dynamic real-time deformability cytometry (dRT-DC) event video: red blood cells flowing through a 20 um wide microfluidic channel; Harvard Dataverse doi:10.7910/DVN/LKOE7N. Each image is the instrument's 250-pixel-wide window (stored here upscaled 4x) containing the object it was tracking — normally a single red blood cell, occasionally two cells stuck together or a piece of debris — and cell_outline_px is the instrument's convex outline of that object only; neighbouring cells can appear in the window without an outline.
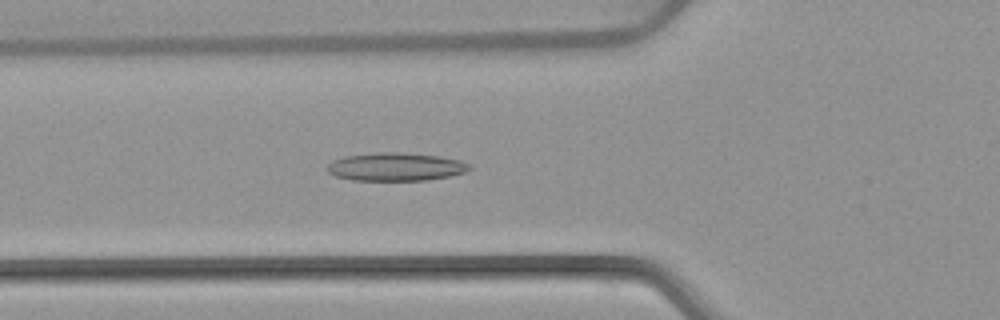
{"species": "common noctule bat (a hibernating species)", "species_latin": "Nyctalus noctula", "temperature_condition": "warm", "stored_images_in_passage": 52, "camera_frame_rate_fps": 3000, "um_per_image_px": 0.085, "animal": {"sex": "female", "body_mass_g": 22.7, "forearm_length_mm": 54.2}, "frame": {"image": 1, "passage_image": 18, "time_ms": 5.667, "image_size_px": [1000, 320], "cell_outline_px": [[472, 168], [464, 172], [448, 176], [424, 180], [352, 180], [336, 176], [328, 172], [324, 168], [332, 160], [344, 156], [376, 152], [400, 152], [440, 156], [460, 160], [468, 164]], "centroid_in_image_um": [33.58, 14.17], "position_along_channel_um": 92.2, "area_um2": 23.35}}
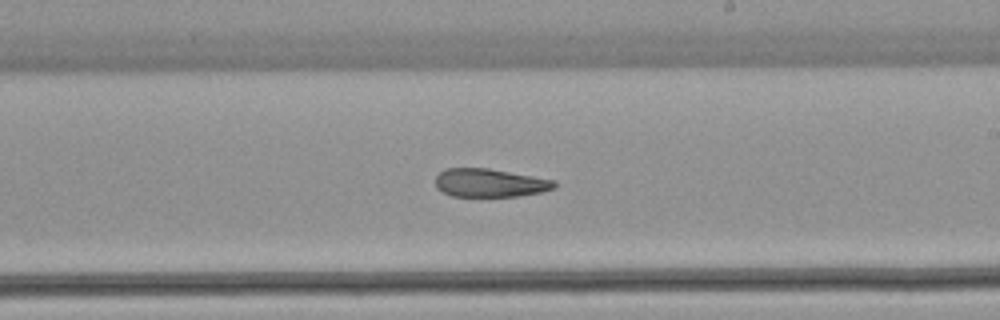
{"frame": {"image": 2, "passage_image": 30, "time_ms": 9.667, "image_size_px": [1000, 320], "cell_outline_px": [[556, 188], [540, 192], [520, 196], [452, 196], [436, 188], [436, 176], [444, 168], [488, 168], [556, 180]], "centroid_in_image_um": [41.65, 15.54], "position_along_channel_um": 247.4, "area_um2": 19.65}}
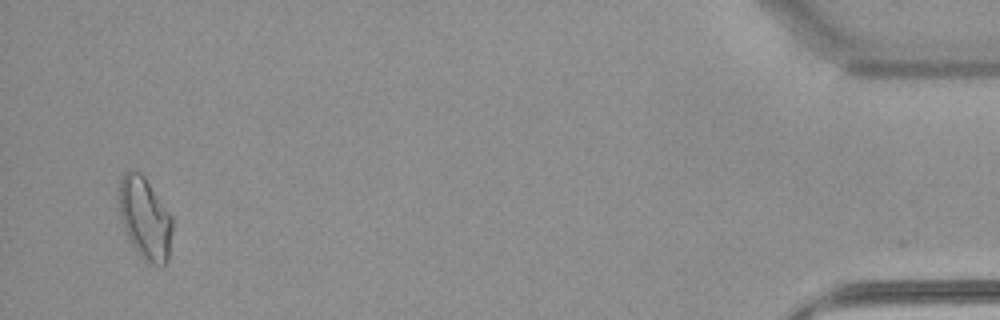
{"frame": {"image": 3, "passage_image": 50, "time_ms": 16.333, "image_size_px": [1000, 320], "cell_outline_px": [[172, 232], [168, 260], [160, 268], [144, 260], [140, 256], [132, 244], [124, 228], [120, 216], [120, 180], [124, 172], [128, 168], [132, 168], [140, 172], [144, 176], [172, 216]], "centroid_in_image_um": [12.34, 18.56], "position_along_channel_um": 422.9, "area_um2": 25.49}, "authors_computed_cell_mechanics": {"area_um2": 22.4264, "velocity_mm_per_s": 3.8738, "shape_relaxation_time_tau1_ms": null, "shape_relaxation_time_tau2_ms": 4.7677, "deformation_change_tau1": null, "deformation_change_tau2": 0.1314}}